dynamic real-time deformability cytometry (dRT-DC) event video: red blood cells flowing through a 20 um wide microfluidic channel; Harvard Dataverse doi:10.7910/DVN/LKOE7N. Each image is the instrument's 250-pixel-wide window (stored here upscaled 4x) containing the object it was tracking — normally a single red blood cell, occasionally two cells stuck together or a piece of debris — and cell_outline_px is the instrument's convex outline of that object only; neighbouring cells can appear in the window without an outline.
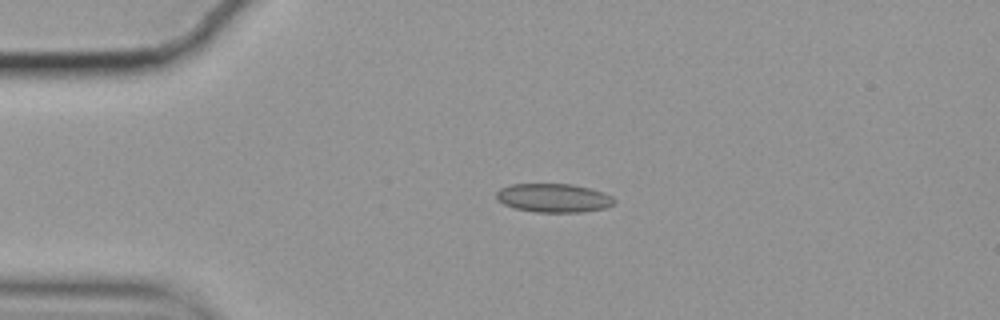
{"species": "common noctule bat (a hibernating species)", "species_latin": "Nyctalus noctula", "temperature_condition": "cold", "stored_images_in_passage": 45, "camera_frame_rate_fps": 3000, "um_per_image_px": 0.085, "animal": {"sex": "female", "body_mass_g": 19.9}, "frame": {"image": 1, "passage_image": 1, "time_ms": 0.0, "image_size_px": [1000, 320], "cell_outline_px": [[616, 204], [608, 208], [584, 212], [536, 212], [512, 208], [496, 200], [496, 192], [500, 188], [512, 184], [572, 184], [604, 192], [612, 196], [616, 200]], "centroid_in_image_um": [47.08, 16.83], "position_along_channel_um": 37.9, "area_um2": 20.06}}
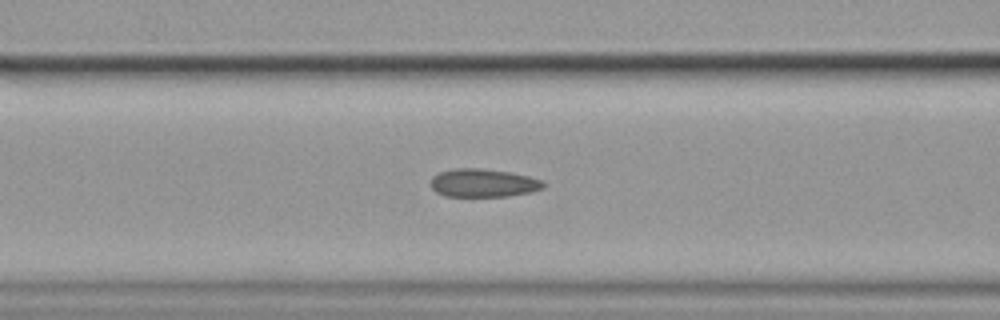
{"frame": {"image": 2, "passage_image": 11, "time_ms": 3.333, "image_size_px": [1000, 320], "cell_outline_px": [[544, 188], [532, 192], [508, 196], [444, 196], [436, 192], [432, 188], [432, 176], [440, 172], [452, 168], [484, 168], [508, 172], [528, 176], [544, 180]], "centroid_in_image_um": [41.09, 15.55], "position_along_channel_um": 125.5, "area_um2": 18.61}}
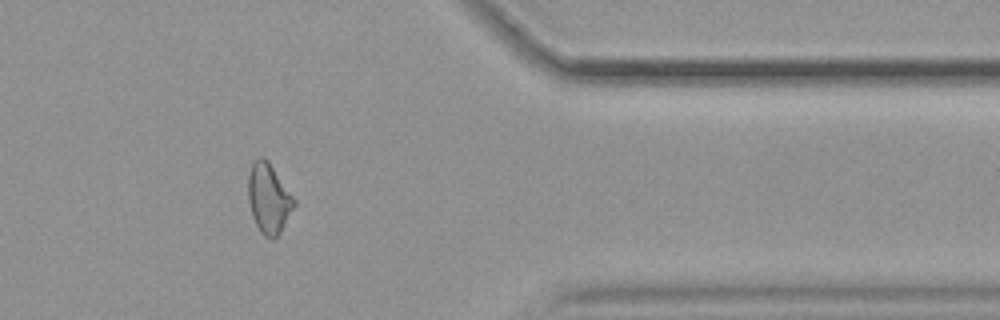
{"frame": {"image": 3, "passage_image": 35, "time_ms": 11.333, "image_size_px": [1000, 320], "cell_outline_px": [[296, 204], [280, 232], [272, 240], [264, 236], [260, 232], [252, 216], [248, 200], [248, 176], [252, 164], [256, 156], [264, 156], [268, 160], [296, 200]], "centroid_in_image_um": [22.83, 16.84], "position_along_channel_um": 388.6, "area_um2": 18.79}, "authors_computed_cell_mechanics": {"area_um2": 18.6694, "velocity_mm_per_s": 3.5304, "shape_relaxation_time_tau1_ms": null, "shape_relaxation_time_tau2_ms": 2.7661, "deformation_change_tau1": null, "deformation_change_tau2": 0.0729}}